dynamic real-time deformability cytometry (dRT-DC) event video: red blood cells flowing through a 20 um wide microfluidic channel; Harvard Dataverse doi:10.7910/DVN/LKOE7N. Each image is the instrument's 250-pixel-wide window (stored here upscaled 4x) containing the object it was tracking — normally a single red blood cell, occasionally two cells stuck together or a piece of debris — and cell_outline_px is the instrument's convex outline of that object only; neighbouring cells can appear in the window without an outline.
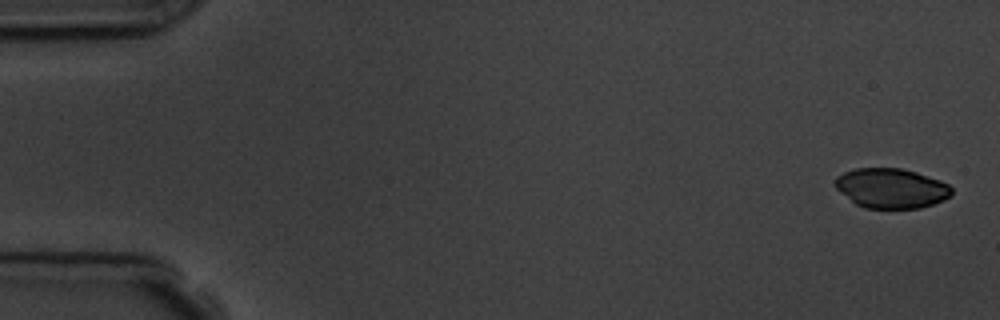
{"species": "common noctule bat (a hibernating species)", "species_latin": "Nyctalus noctula", "temperature_condition": "room temperature", "stored_images_in_passage": 5, "camera_frame_rate_fps": 3000, "um_per_image_px": 0.085, "animal": {"sex": "male", "body_mass_g": 19.5, "forearm_length_mm": 54.6}, "frame": {"image": 1, "passage_image": 1, "time_ms": 0.0, "image_size_px": [1000, 320], "cell_outline_px": [[952, 196], [944, 200], [920, 208], [864, 208], [856, 204], [840, 192], [836, 188], [836, 176], [844, 172], [856, 168], [900, 168], [916, 172], [940, 180], [948, 184], [952, 188]], "centroid_in_image_um": [75.77, 16.0], "position_along_channel_um": 9.2, "area_um2": 26.99}}
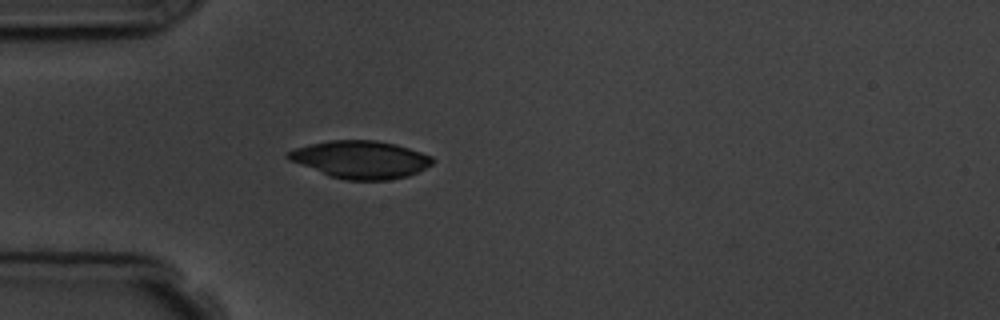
{"frame": {"image": 2, "passage_image": 5, "time_ms": 4.667, "image_size_px": [1000, 320], "cell_outline_px": [[436, 160], [432, 164], [408, 176], [388, 180], [344, 180], [328, 176], [288, 160], [284, 156], [288, 152], [296, 148], [308, 144], [328, 140], [376, 140], [396, 144], [432, 156]], "centroid_in_image_um": [30.62, 13.56], "position_along_channel_um": 54.4, "area_um2": 31.85}}